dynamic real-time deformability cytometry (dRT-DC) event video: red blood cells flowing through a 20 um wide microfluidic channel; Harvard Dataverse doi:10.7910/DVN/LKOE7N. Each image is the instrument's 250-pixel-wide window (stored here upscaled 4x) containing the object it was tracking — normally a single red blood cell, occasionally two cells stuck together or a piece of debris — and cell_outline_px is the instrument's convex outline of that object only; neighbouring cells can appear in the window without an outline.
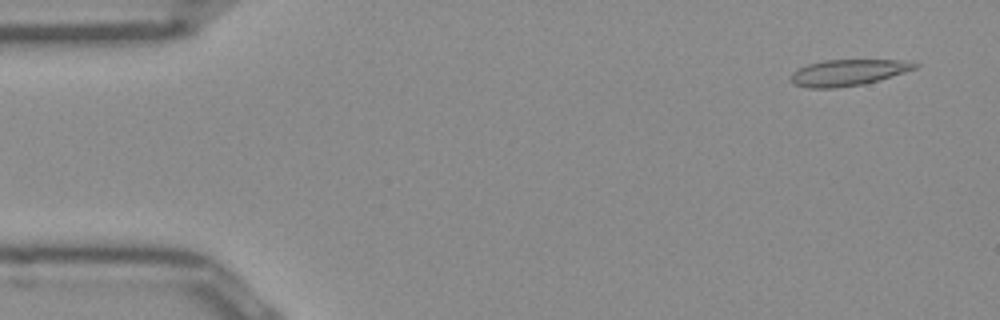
{"species": "Egyptian fruit bat (a non-hibernating species)", "species_latin": "Rousettus aegyptiacus", "temperature_condition": "room temperature", "stored_images_in_passage": 50, "camera_frame_rate_fps": 3000, "um_per_image_px": 0.085, "frame": {"image": 1, "passage_image": 3, "time_ms": 0.667, "image_size_px": [1000, 320], "cell_outline_px": [[920, 64], [916, 68], [904, 72], [864, 84], [832, 88], [808, 88], [796, 84], [792, 80], [792, 72], [808, 64], [824, 60], [904, 60]], "centroid_in_image_um": [72.1, 6.16], "position_along_channel_um": 12.9, "area_um2": 18.61}}
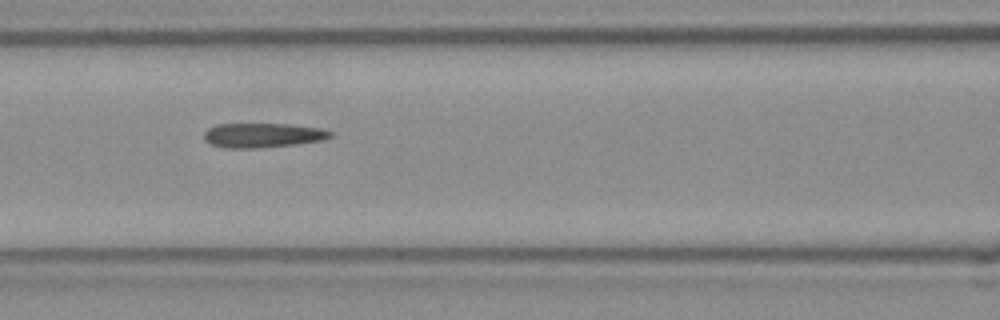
{"frame": {"image": 2, "passage_image": 21, "time_ms": 6.667, "image_size_px": [1000, 320], "cell_outline_px": [[332, 136], [320, 140], [296, 144], [252, 148], [228, 148], [212, 144], [204, 140], [204, 132], [208, 128], [216, 124], [288, 124], [320, 128], [332, 132]], "centroid_in_image_um": [22.29, 11.49], "position_along_channel_um": 144.3, "area_um2": 17.8}}
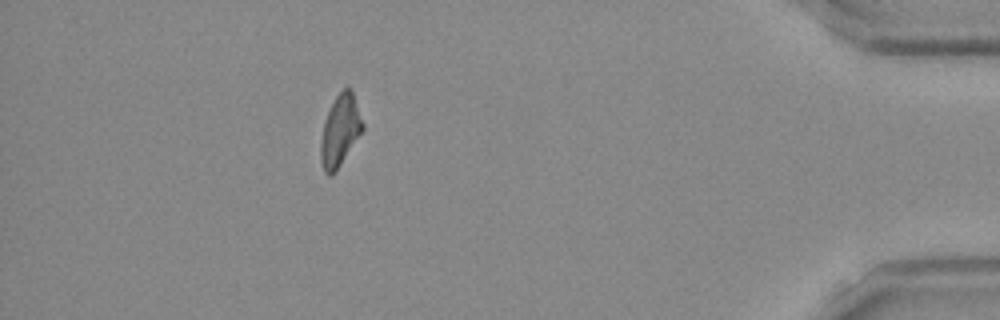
{"frame": {"image": 3, "passage_image": 45, "time_ms": 14.667, "image_size_px": [1000, 320], "cell_outline_px": [[364, 128], [336, 172], [328, 176], [324, 172], [320, 160], [320, 144], [324, 124], [328, 112], [336, 96], [348, 84], [352, 92], [364, 124]], "centroid_in_image_um": [28.9, 11.13], "position_along_channel_um": 406.3, "area_um2": 17.22}, "authors_computed_cell_mechanics": {"area_um2": 18.1203, "velocity_mm_per_s": 3.9658, "shape_relaxation_time_tau1_ms": null, "shape_relaxation_time_tau2_ms": 4.6988, "deformation_change_tau1": null, "deformation_change_tau2": 0.1487}}